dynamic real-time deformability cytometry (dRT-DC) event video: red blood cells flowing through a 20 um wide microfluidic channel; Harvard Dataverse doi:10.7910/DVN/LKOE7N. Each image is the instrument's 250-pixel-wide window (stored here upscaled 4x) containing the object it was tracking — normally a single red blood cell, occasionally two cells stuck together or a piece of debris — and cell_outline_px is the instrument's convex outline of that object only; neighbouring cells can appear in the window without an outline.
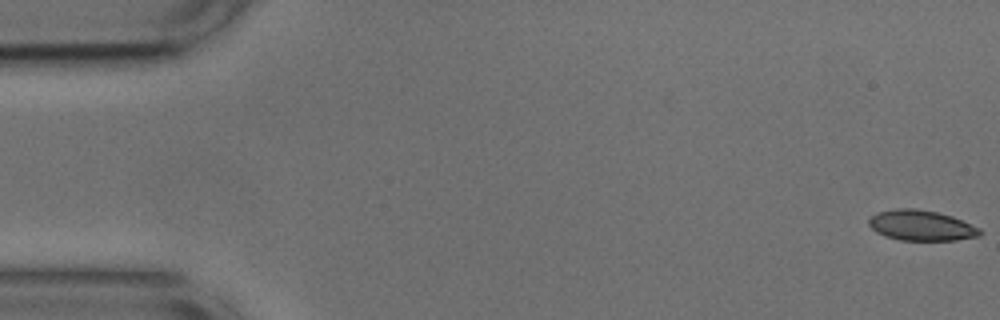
{"species": "common noctule bat (a hibernating species)", "species_latin": "Nyctalus noctula", "temperature_condition": "cold", "stored_images_in_passage": 53, "camera_frame_rate_fps": 3000, "um_per_image_px": 0.085, "animal": {"sex": "male", "body_mass_g": 17.9, "forearm_length_mm": 54.2}, "frame": {"image": 1, "passage_image": 1, "time_ms": 0.0, "image_size_px": [1000, 320], "cell_outline_px": [[984, 232], [980, 236], [956, 240], [900, 240], [884, 236], [876, 232], [868, 224], [868, 220], [876, 212], [896, 208], [916, 208], [936, 212], [952, 216], [980, 228]], "centroid_in_image_um": [78.31, 19.16], "position_along_channel_um": 6.7, "area_um2": 19.83}}
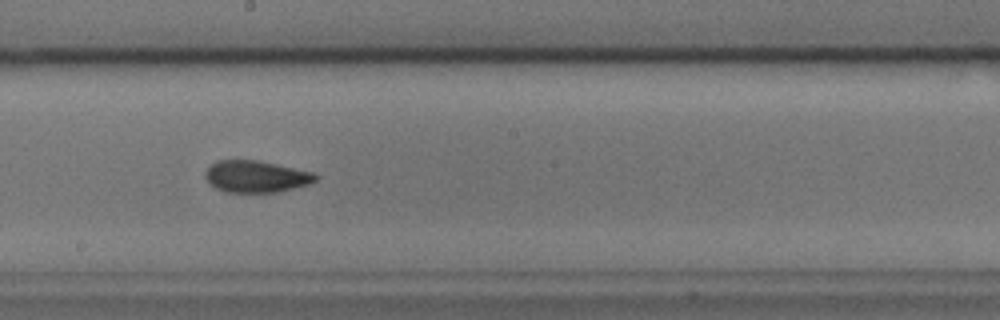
{"frame": {"image": 2, "passage_image": 29, "time_ms": 9.333, "image_size_px": [1000, 320], "cell_outline_px": [[320, 176], [316, 180], [308, 184], [276, 192], [228, 192], [216, 188], [204, 176], [204, 172], [216, 160], [256, 160], [276, 164], [312, 172]], "centroid_in_image_um": [21.76, 14.99], "position_along_channel_um": 226.4, "area_um2": 20.17}}
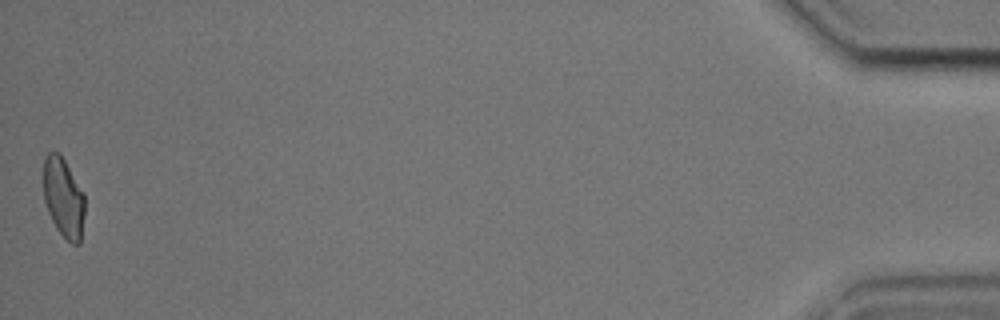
{"frame": {"image": 3, "passage_image": 53, "time_ms": 17.333, "image_size_px": [1000, 320], "cell_outline_px": [[84, 216], [80, 244], [72, 244], [56, 228], [48, 212], [44, 200], [44, 156], [48, 152], [60, 152], [84, 192]], "centroid_in_image_um": [5.4, 16.77], "position_along_channel_um": 429.8, "area_um2": 19.25}, "authors_computed_cell_mechanics": {"area_um2": 20.1722, "velocity_mm_per_s": 3.7571, "shape_relaxation_time_tau1_ms": 6.8499, "shape_relaxation_time_tau2_ms": 2.3425, "deformation_change_tau1": 0.1536, "deformation_change_tau2": 0.0769}}